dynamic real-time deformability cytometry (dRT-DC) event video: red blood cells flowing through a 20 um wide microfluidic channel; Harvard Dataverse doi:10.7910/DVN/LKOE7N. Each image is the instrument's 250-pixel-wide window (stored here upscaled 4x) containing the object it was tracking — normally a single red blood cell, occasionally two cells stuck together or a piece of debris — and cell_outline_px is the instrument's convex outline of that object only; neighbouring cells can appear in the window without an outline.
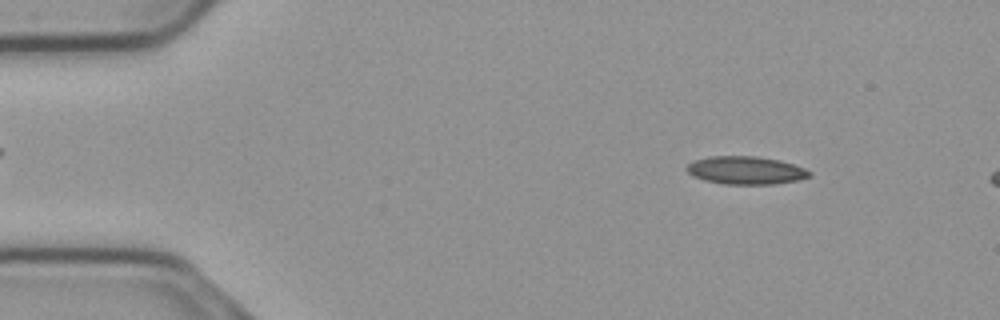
{"species": "common noctule bat (a hibernating species)", "species_latin": "Nyctalus noctula", "temperature_condition": "cold", "stored_images_in_passage": 15, "camera_frame_rate_fps": 3000, "um_per_image_px": 0.085, "animal": {"sex": "male", "body_mass_g": 23.1, "forearm_length_mm": 52.7}, "frame": {"image": 1, "passage_image": 6, "time_ms": 1.667, "image_size_px": [1000, 320], "cell_outline_px": [[812, 176], [796, 180], [772, 184], [724, 184], [704, 180], [692, 176], [684, 168], [692, 160], [708, 156], [756, 156], [780, 160], [804, 168], [812, 172]], "centroid_in_image_um": [63.35, 14.47], "position_along_channel_um": 21.7, "area_um2": 20.11}}